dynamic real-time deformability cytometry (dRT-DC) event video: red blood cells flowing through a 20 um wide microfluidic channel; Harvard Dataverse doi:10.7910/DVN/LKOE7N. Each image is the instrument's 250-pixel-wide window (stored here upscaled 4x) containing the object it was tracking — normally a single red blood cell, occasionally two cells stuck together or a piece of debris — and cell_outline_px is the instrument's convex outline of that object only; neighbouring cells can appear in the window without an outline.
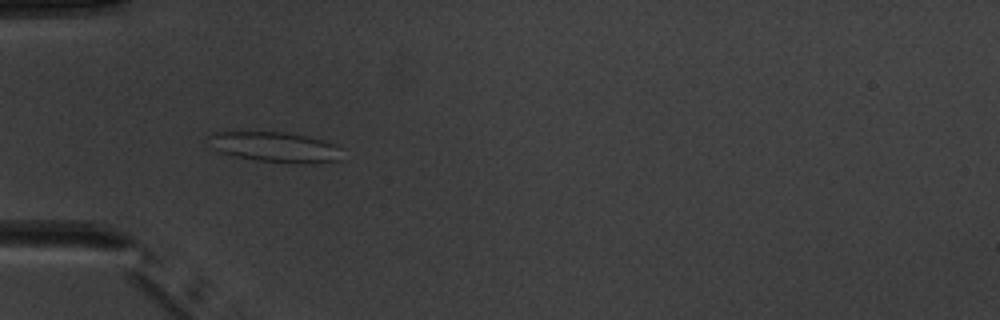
{"species": "common noctule bat (a hibernating species)", "species_latin": "Nyctalus noctula", "temperature_condition": "warm", "stored_images_in_passage": 6, "camera_frame_rate_fps": 3000, "um_per_image_px": 0.085, "animal": {"sex": "male", "body_mass_g": 20.1, "forearm_length_mm": 53.5}, "frame": {"image": 1, "passage_image": 6, "time_ms": 5.667, "image_size_px": [1000, 320], "cell_outline_px": [[340, 160], [308, 164], [300, 164], [256, 160], [236, 156], [220, 152], [212, 148], [208, 136], [212, 132], [288, 132], [308, 136], [324, 140], [340, 148]], "centroid_in_image_um": [23.39, 12.5], "position_along_channel_um": 61.6, "area_um2": 23.52}}